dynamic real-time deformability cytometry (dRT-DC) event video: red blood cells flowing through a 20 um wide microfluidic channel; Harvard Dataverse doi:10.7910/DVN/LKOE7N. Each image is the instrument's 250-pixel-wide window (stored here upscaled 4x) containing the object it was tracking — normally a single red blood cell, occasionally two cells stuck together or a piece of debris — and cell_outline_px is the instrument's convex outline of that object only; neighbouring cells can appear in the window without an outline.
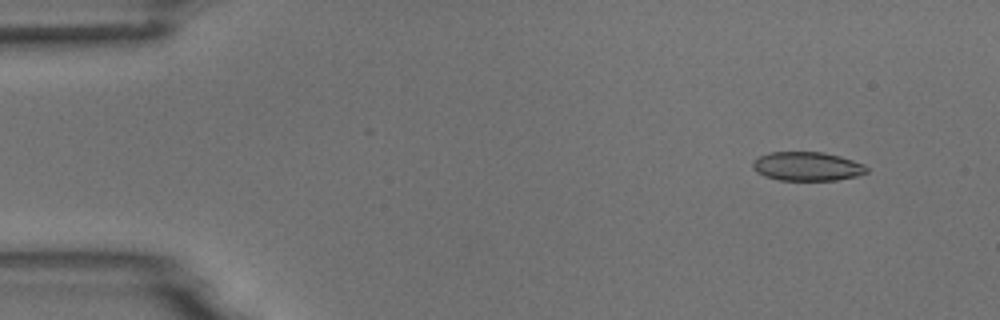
{"species": "common noctule bat (a hibernating species)", "species_latin": "Nyctalus noctula", "temperature_condition": "room temperature", "stored_images_in_passage": 5, "camera_frame_rate_fps": 3000, "um_per_image_px": 0.085, "animal": {"sex": "male", "body_mass_g": 18.8}, "frame": {"image": 1, "passage_image": 2, "time_ms": 0.333, "image_size_px": [1000, 320], "cell_outline_px": [[868, 172], [856, 176], [836, 180], [780, 180], [764, 176], [756, 172], [752, 168], [752, 160], [768, 152], [824, 152], [840, 156], [864, 164], [868, 168]], "centroid_in_image_um": [68.58, 14.14], "position_along_channel_um": 16.4, "area_um2": 19.31}}
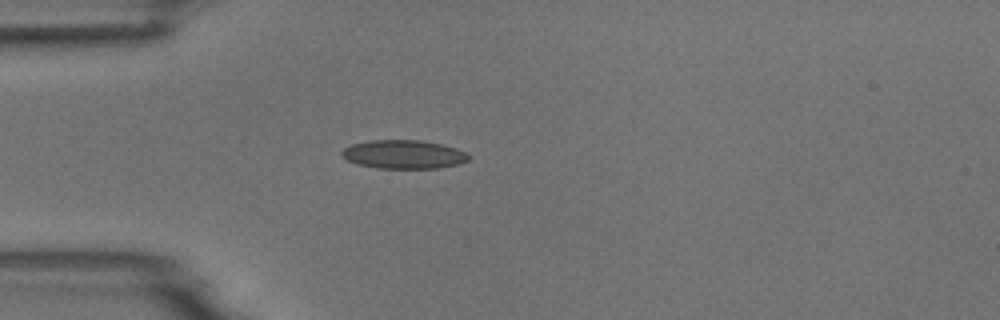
{"frame": {"image": 2, "passage_image": 5, "time_ms": 1.333, "image_size_px": [1000, 320], "cell_outline_px": [[468, 160], [456, 164], [436, 168], [376, 168], [356, 164], [340, 156], [340, 152], [344, 148], [352, 144], [368, 140], [420, 140], [440, 144], [456, 148], [464, 152], [468, 156]], "centroid_in_image_um": [34.23, 13.12], "position_along_channel_um": 50.8, "area_um2": 21.04}}